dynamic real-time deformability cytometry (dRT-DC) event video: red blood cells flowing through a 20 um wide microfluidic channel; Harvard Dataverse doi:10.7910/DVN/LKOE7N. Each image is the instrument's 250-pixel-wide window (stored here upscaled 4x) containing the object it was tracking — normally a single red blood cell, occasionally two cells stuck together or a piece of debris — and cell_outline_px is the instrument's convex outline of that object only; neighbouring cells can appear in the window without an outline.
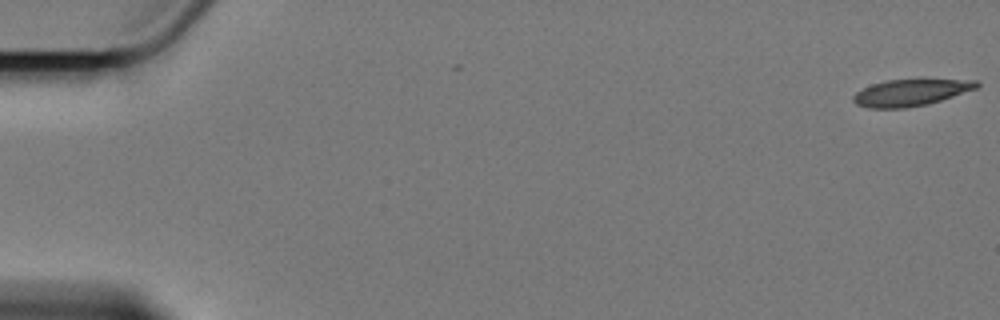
{"species": "Egyptian fruit bat (a non-hibernating species)", "species_latin": "Rousettus aegyptiacus", "temperature_condition": "cold", "stored_images_in_passage": 4, "camera_frame_rate_fps": 3000, "um_per_image_px": 0.085, "animal": {"sex": "female"}, "frame": {"image": 1, "passage_image": 1, "time_ms": 0.0, "image_size_px": [1000, 320], "cell_outline_px": [[980, 84], [976, 88], [928, 104], [904, 108], [868, 108], [856, 104], [852, 100], [852, 96], [856, 92], [872, 84], [888, 80], [924, 76], [976, 80]], "centroid_in_image_um": [77.45, 7.8], "position_along_channel_um": 7.5, "area_um2": 20.06}}